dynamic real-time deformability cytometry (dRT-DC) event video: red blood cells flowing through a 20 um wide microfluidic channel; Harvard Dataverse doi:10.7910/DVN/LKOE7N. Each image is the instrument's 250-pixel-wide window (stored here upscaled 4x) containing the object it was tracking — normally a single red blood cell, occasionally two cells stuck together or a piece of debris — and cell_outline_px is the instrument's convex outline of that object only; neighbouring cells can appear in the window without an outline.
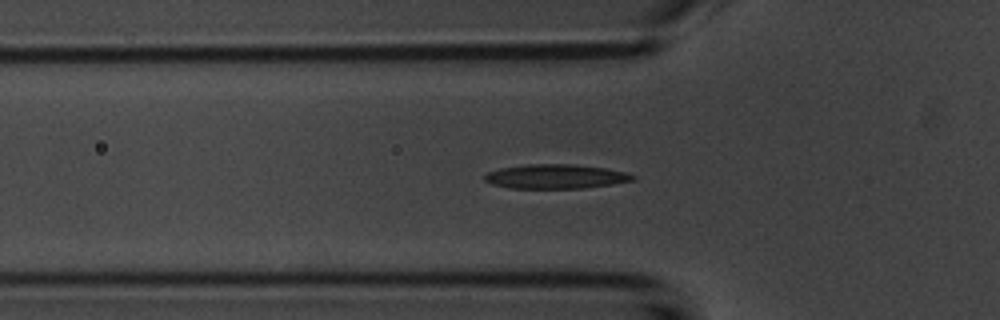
{"species": "common noctule bat (a hibernating species)", "species_latin": "Nyctalus noctula", "temperature_condition": "room temperature", "stored_images_in_passage": 39, "segment_of_instrument_passage": [1, 2], "camera_frame_rate_fps": 3000, "um_per_image_px": 0.085, "animal": {"sex": "male", "body_mass_g": 20.1, "forearm_length_mm": 53.5}, "frame": {"image": 1, "passage_image": 2, "time_ms": 0.333, "image_size_px": [1000, 320], "cell_outline_px": [[636, 180], [612, 184], [584, 188], [512, 188], [492, 184], [484, 180], [484, 176], [488, 172], [500, 168], [528, 164], [576, 164], [604, 168], [624, 172], [636, 176]], "centroid_in_image_um": [47.24, 15.0], "position_along_channel_um": 78.6, "area_um2": 20.92}}
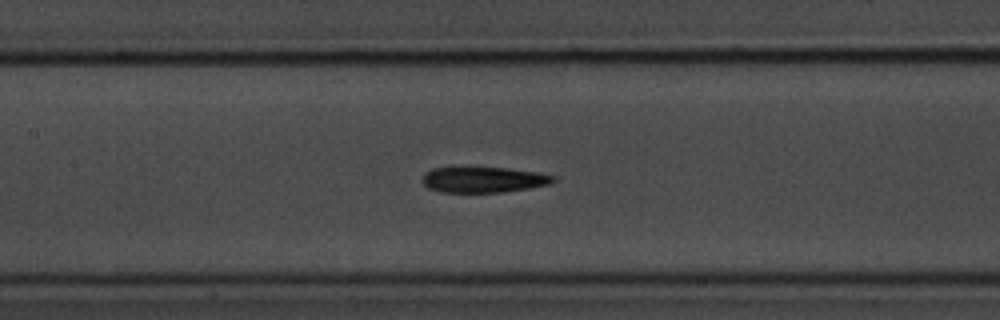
{"frame": {"image": 2, "passage_image": 9, "time_ms": 2.667, "image_size_px": [1000, 320], "cell_outline_px": [[556, 180], [548, 184], [528, 188], [504, 192], [440, 192], [428, 188], [420, 180], [424, 172], [432, 168], [508, 168], [540, 172], [556, 176]], "centroid_in_image_um": [41.08, 15.27], "position_along_channel_um": 166.3, "area_um2": 19.65}}
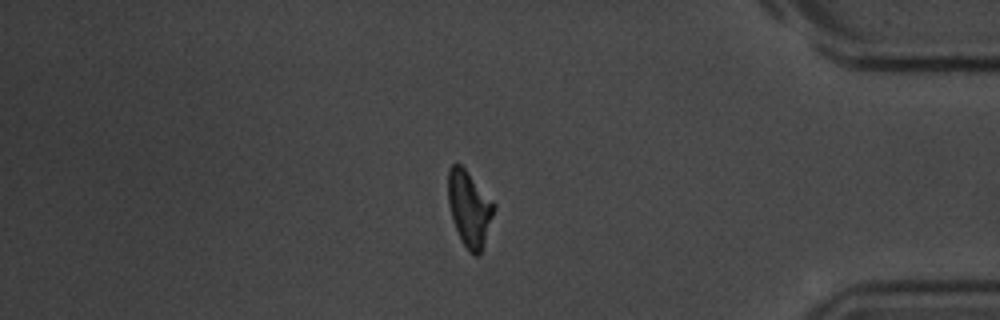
{"frame": {"image": 3, "passage_image": 30, "time_ms": 9.667, "image_size_px": [1000, 320], "cell_outline_px": [[496, 208], [480, 256], [476, 256], [468, 252], [456, 228], [448, 204], [448, 168], [452, 164], [460, 164], [464, 168], [496, 204]], "centroid_in_image_um": [39.91, 17.74], "position_along_channel_um": 395.3, "area_um2": 20.11}}